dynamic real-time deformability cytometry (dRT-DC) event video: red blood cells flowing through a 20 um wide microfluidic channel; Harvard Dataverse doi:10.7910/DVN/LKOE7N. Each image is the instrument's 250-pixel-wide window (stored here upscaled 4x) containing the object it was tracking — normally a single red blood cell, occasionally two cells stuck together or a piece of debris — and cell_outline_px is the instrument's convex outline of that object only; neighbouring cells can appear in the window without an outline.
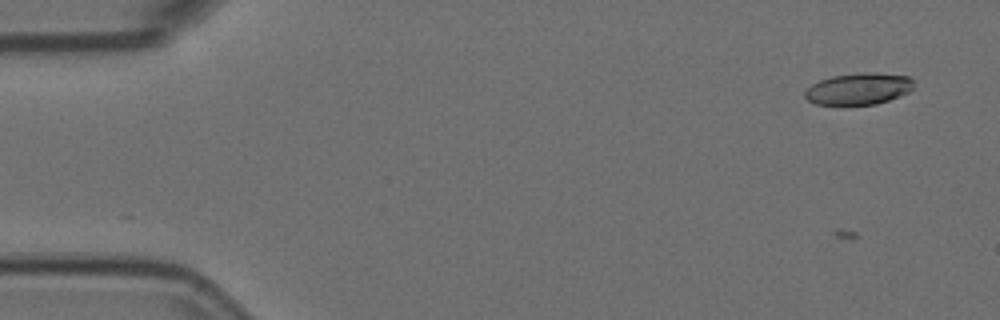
{"species": "Egyptian fruit bat (a non-hibernating species)", "species_latin": "Rousettus aegyptiacus", "temperature_condition": "room temperature", "stored_images_in_passage": 58, "camera_frame_rate_fps": 3000, "um_per_image_px": 0.085, "animal": {"sex": "female"}, "frame": {"image": 1, "passage_image": 4, "time_ms": 1.0, "image_size_px": [1000, 320], "cell_outline_px": [[916, 80], [912, 88], [908, 92], [900, 96], [876, 104], [816, 104], [808, 100], [804, 96], [804, 92], [812, 84], [820, 80], [832, 76], [864, 72], [872, 72], [908, 76]], "centroid_in_image_um": [73.01, 7.53], "position_along_channel_um": 12.0, "area_um2": 20.0}}
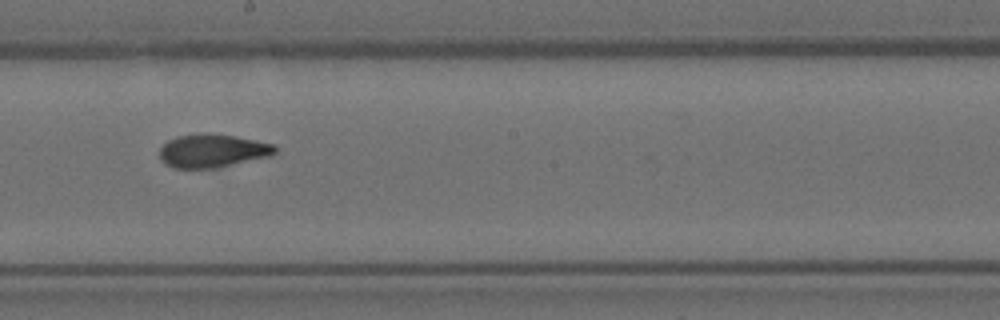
{"frame": {"image": 2, "passage_image": 32, "time_ms": 10.333, "image_size_px": [1000, 320], "cell_outline_px": [[276, 152], [272, 156], [220, 168], [172, 168], [164, 164], [160, 156], [160, 148], [168, 140], [176, 136], [200, 132], [204, 132], [236, 136], [276, 144]], "centroid_in_image_um": [18.09, 12.81], "position_along_channel_um": 230.1, "area_um2": 23.0}}
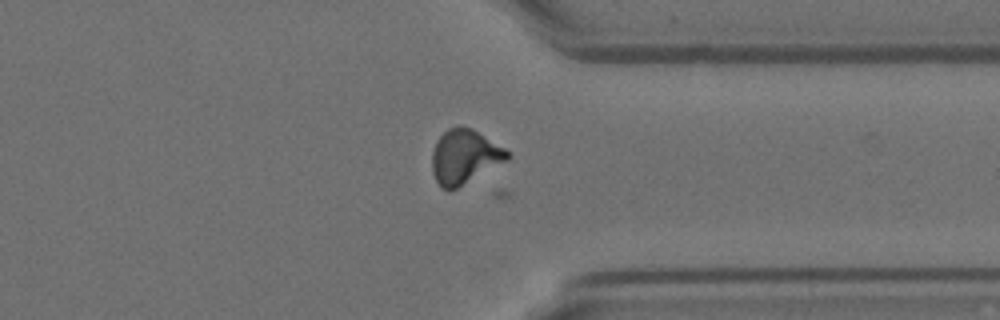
{"frame": {"image": 3, "passage_image": 44, "time_ms": 14.333, "image_size_px": [1000, 320], "cell_outline_px": [[512, 156], [508, 160], [456, 188], [448, 192], [440, 188], [432, 172], [432, 152], [436, 140], [448, 128], [456, 124], [460, 124], [472, 128], [504, 148]], "centroid_in_image_um": [39.46, 13.3], "position_along_channel_um": 371.9, "area_um2": 23.99}}